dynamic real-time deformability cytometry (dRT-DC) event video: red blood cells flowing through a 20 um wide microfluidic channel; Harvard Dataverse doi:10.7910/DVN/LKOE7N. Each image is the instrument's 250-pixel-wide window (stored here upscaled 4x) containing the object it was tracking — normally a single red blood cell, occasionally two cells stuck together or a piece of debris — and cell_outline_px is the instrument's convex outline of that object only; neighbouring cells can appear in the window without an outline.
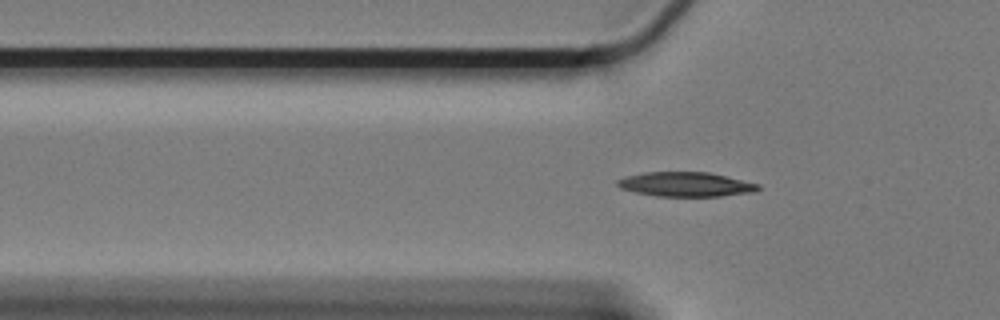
{"species": "Egyptian fruit bat (a non-hibernating species)", "species_latin": "Rousettus aegyptiacus", "temperature_condition": "cold", "stored_images_in_passage": 50, "camera_frame_rate_fps": 3000, "um_per_image_px": 0.085, "animal": {"sex": "female"}, "frame": {"image": 1, "passage_image": 8, "time_ms": 2.333, "image_size_px": [1000, 320], "cell_outline_px": [[760, 188], [756, 192], [720, 196], [656, 196], [636, 192], [620, 188], [616, 184], [616, 180], [628, 176], [644, 172], [708, 172], [760, 184]], "centroid_in_image_um": [58.3, 15.67], "position_along_channel_um": 67.5, "area_um2": 20.0}}
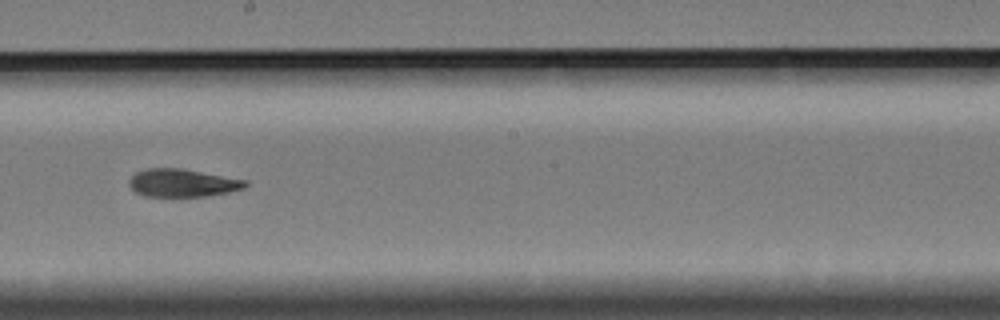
{"frame": {"image": 2, "passage_image": 23, "time_ms": 7.333, "image_size_px": [1000, 320], "cell_outline_px": [[248, 184], [244, 188], [228, 192], [208, 196], [144, 196], [136, 192], [128, 184], [128, 180], [136, 172], [148, 168], [180, 168], [248, 180]], "centroid_in_image_um": [15.51, 15.54], "position_along_channel_um": 232.7, "area_um2": 18.84}}
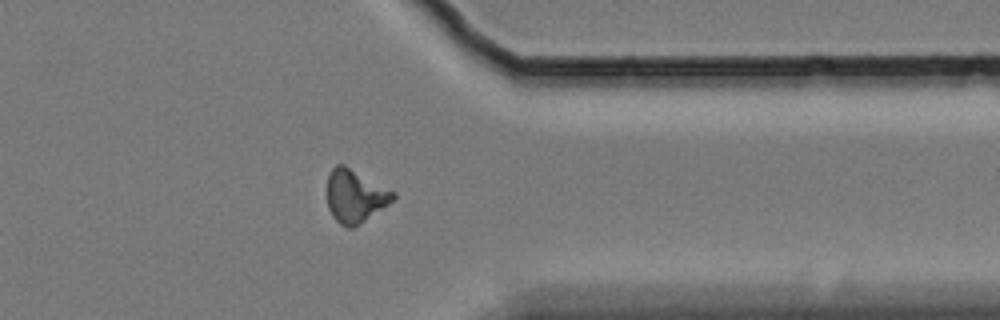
{"frame": {"image": 3, "passage_image": 37, "time_ms": 12.0, "image_size_px": [1000, 320], "cell_outline_px": [[396, 196], [388, 204], [360, 224], [352, 228], [348, 228], [340, 224], [332, 216], [328, 208], [328, 176], [332, 168], [336, 164], [344, 164], [396, 192]], "centroid_in_image_um": [30.18, 16.66], "position_along_channel_um": 381.2, "area_um2": 20.29}}